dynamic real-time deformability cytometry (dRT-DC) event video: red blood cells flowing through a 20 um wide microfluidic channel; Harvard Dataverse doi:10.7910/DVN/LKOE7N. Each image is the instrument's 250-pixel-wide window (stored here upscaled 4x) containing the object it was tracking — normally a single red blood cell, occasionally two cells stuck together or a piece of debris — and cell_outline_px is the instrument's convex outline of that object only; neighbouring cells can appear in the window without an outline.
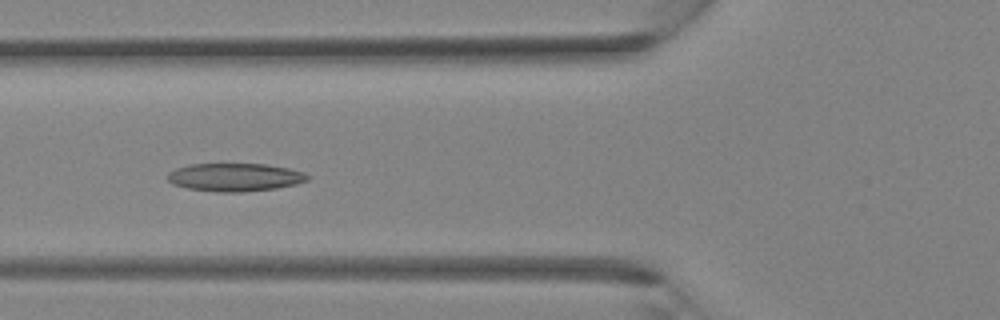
{"species": "Egyptian fruit bat (a non-hibernating species)", "species_latin": "Rousettus aegyptiacus", "temperature_condition": "room temperature", "stored_images_in_passage": 36, "camera_frame_rate_fps": 3000, "um_per_image_px": 0.085, "animal": {"sex": "female"}, "frame": {"image": 1, "passage_image": 14, "time_ms": 4.333, "image_size_px": [1000, 320], "cell_outline_px": [[312, 176], [308, 180], [296, 184], [276, 188], [244, 192], [216, 192], [188, 188], [172, 184], [168, 180], [168, 172], [176, 168], [188, 164], [268, 164], [288, 168], [304, 172]], "centroid_in_image_um": [19.99, 15.06], "position_along_channel_um": 105.8, "area_um2": 23.06}}
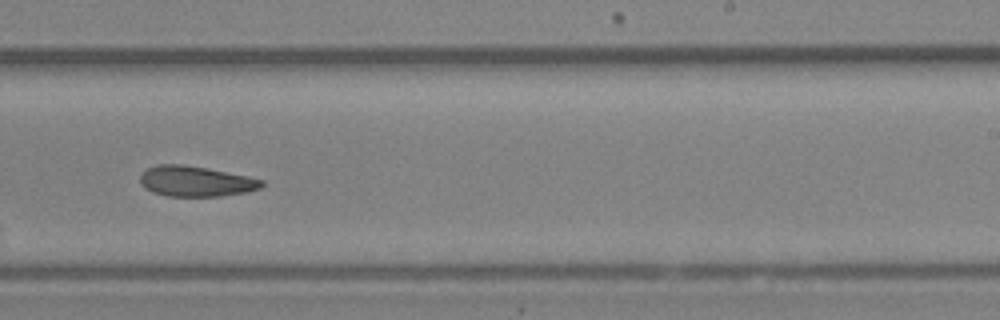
{"frame": {"image": 2, "passage_image": 23, "time_ms": 7.333, "image_size_px": [1000, 320], "cell_outline_px": [[264, 184], [260, 188], [248, 192], [220, 196], [168, 196], [152, 192], [144, 188], [140, 184], [140, 176], [148, 168], [156, 164], [184, 164], [248, 176], [264, 180]], "centroid_in_image_um": [16.63, 15.41], "position_along_channel_um": 272.4, "area_um2": 21.62}}
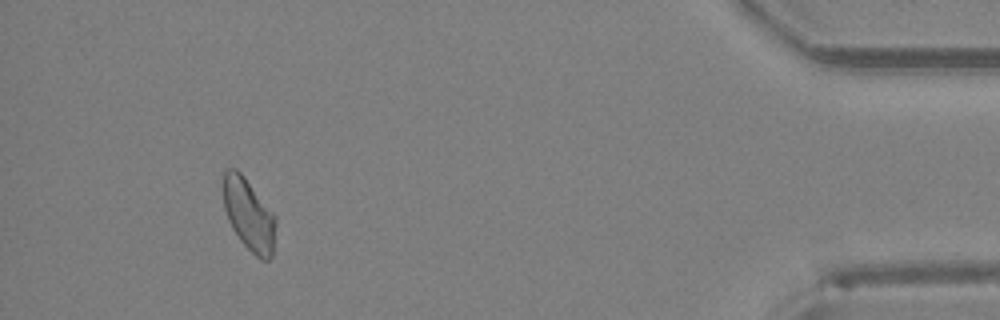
{"frame": {"image": 3, "passage_image": 34, "time_ms": 11.0, "image_size_px": [1000, 320], "cell_outline_px": [[276, 224], [272, 256], [268, 260], [260, 260], [240, 240], [232, 228], [228, 220], [224, 208], [224, 172], [228, 168], [236, 168], [244, 176], [276, 216]], "centroid_in_image_um": [21.16, 18.25], "position_along_channel_um": 414.0, "area_um2": 21.85}}